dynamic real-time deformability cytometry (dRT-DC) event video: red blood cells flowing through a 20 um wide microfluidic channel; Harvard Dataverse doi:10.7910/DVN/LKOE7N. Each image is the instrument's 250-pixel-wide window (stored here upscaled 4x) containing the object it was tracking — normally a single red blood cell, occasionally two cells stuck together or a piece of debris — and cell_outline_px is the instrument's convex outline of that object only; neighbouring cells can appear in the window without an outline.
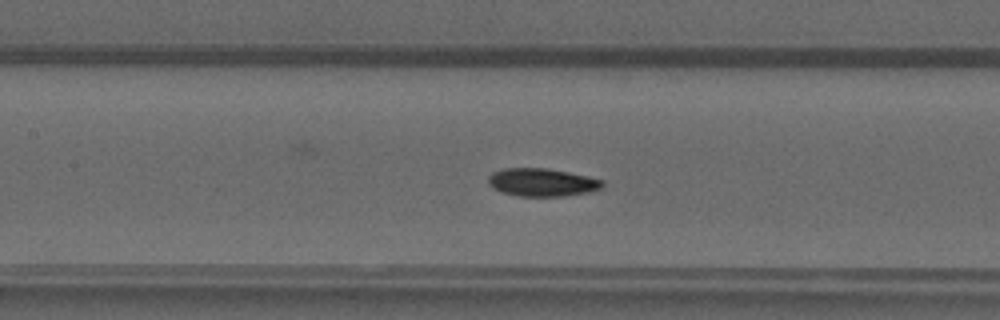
{"species": "common noctule bat (a hibernating species)", "species_latin": "Nyctalus noctula", "temperature_condition": "warm", "stored_images_in_passage": 50, "camera_frame_rate_fps": 3000, "um_per_image_px": 0.085, "animal": {"sex": "male", "forearm_length_mm": 52.5}, "frame": {"image": 1, "passage_image": 23, "time_ms": 7.333, "image_size_px": [1000, 320], "cell_outline_px": [[604, 188], [592, 192], [564, 196], [516, 196], [500, 192], [492, 188], [488, 184], [488, 176], [492, 172], [504, 168], [548, 168], [588, 176], [604, 180]], "centroid_in_image_um": [46.09, 15.5], "position_along_channel_um": 161.3, "area_um2": 19.02}}
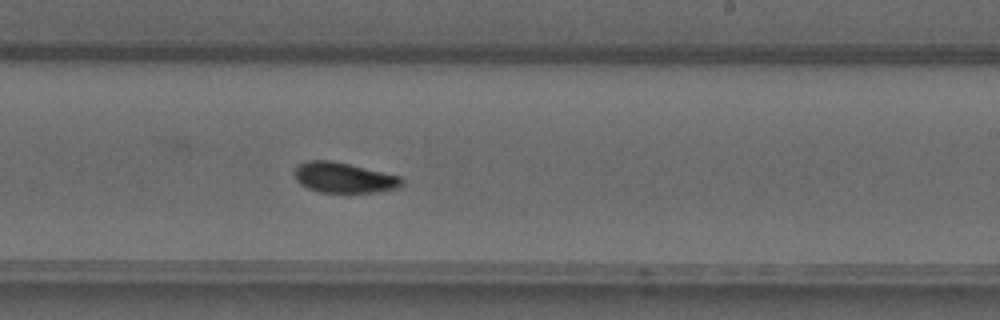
{"frame": {"image": 2, "passage_image": 30, "time_ms": 9.667, "image_size_px": [1000, 320], "cell_outline_px": [[404, 184], [400, 188], [376, 192], [320, 192], [308, 188], [300, 184], [296, 180], [292, 172], [300, 164], [308, 160], [332, 160], [400, 176], [404, 180]], "centroid_in_image_um": [29.24, 15.1], "position_along_channel_um": 259.8, "area_um2": 19.07}}
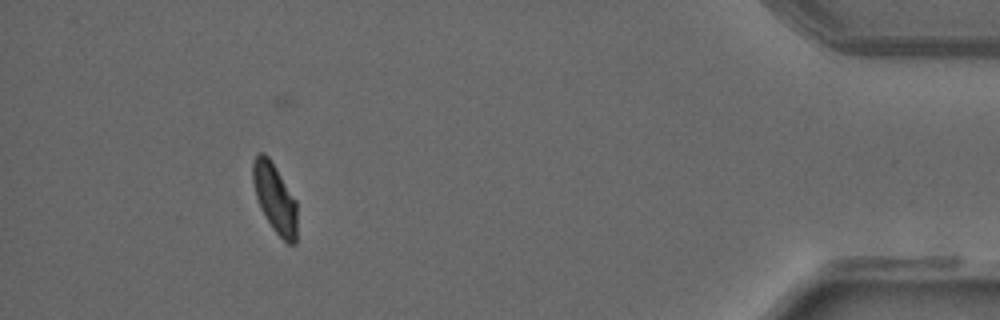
{"frame": {"image": 3, "passage_image": 45, "time_ms": 14.667, "image_size_px": [1000, 320], "cell_outline_px": [[296, 244], [288, 244], [272, 228], [260, 208], [256, 196], [252, 180], [252, 160], [260, 152], [264, 152], [268, 156], [276, 168], [296, 200]], "centroid_in_image_um": [23.34, 16.83], "position_along_channel_um": 411.9, "area_um2": 17.74}}